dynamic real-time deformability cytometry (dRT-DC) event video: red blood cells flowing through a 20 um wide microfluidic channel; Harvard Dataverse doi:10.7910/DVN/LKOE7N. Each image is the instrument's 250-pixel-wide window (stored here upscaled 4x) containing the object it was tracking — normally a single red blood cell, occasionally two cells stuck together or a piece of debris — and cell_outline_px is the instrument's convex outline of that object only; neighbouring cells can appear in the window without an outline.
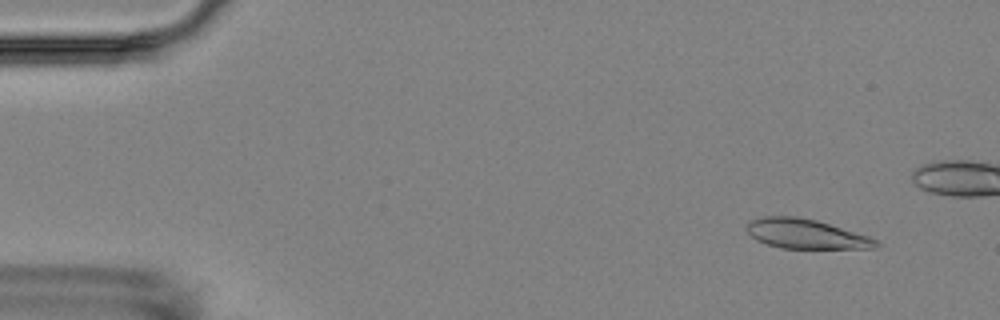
{"species": "Egyptian fruit bat (a non-hibernating species)", "species_latin": "Rousettus aegyptiacus", "temperature_condition": "room temperature", "stored_images_in_passage": 9, "camera_frame_rate_fps": 3000, "um_per_image_px": 0.085, "animal": {"sex": "female"}, "frame": {"image": 1, "passage_image": 1, "time_ms": 0.0, "image_size_px": [1000, 320], "cell_outline_px": [[880, 244], [876, 248], [780, 248], [756, 240], [748, 232], [748, 220], [764, 216], [800, 216], [816, 220], [868, 236], [876, 240]], "centroid_in_image_um": [68.48, 19.87], "position_along_channel_um": 16.5, "area_um2": 22.08}}
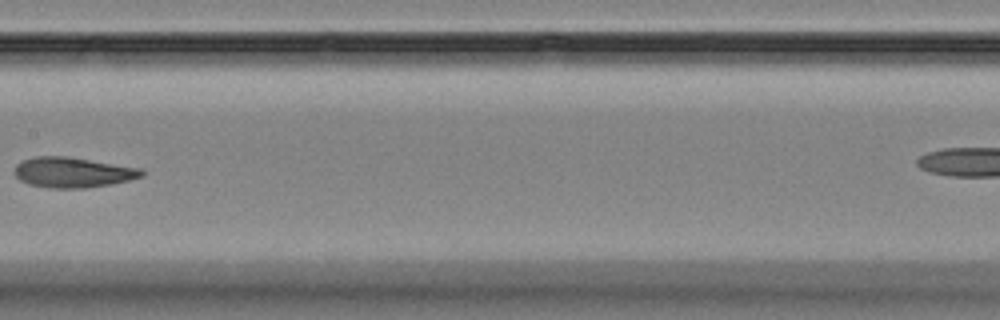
{"frame": {"image": 2, "passage_image": 8, "time_ms": 8.0, "image_size_px": [1000, 320], "cell_outline_px": [[144, 176], [128, 180], [108, 184], [84, 188], [48, 188], [28, 184], [20, 180], [12, 172], [16, 164], [20, 160], [32, 156], [68, 156], [144, 168]], "centroid_in_image_um": [6.15, 14.63], "position_along_channel_um": 201.2, "area_um2": 22.83}}
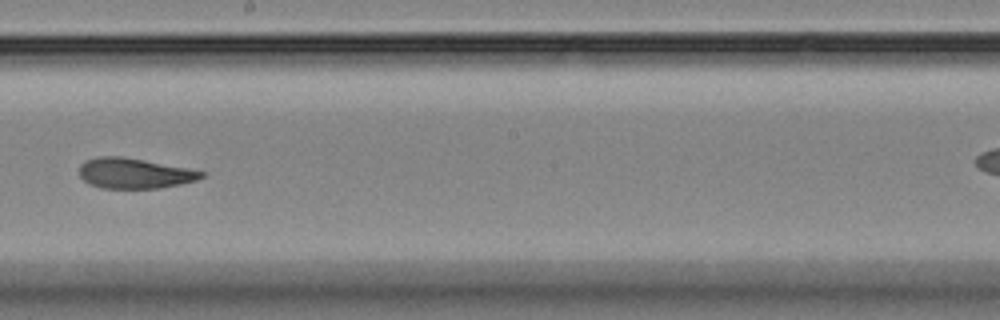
{"frame": {"image": 3, "passage_image": 9, "time_ms": 9.0, "image_size_px": [1000, 320], "cell_outline_px": [[204, 176], [196, 180], [180, 184], [160, 188], [100, 188], [88, 184], [80, 176], [80, 164], [96, 156], [120, 156], [144, 160], [188, 168], [204, 172]], "centroid_in_image_um": [11.4, 14.73], "position_along_channel_um": 236.8, "area_um2": 21.5}}